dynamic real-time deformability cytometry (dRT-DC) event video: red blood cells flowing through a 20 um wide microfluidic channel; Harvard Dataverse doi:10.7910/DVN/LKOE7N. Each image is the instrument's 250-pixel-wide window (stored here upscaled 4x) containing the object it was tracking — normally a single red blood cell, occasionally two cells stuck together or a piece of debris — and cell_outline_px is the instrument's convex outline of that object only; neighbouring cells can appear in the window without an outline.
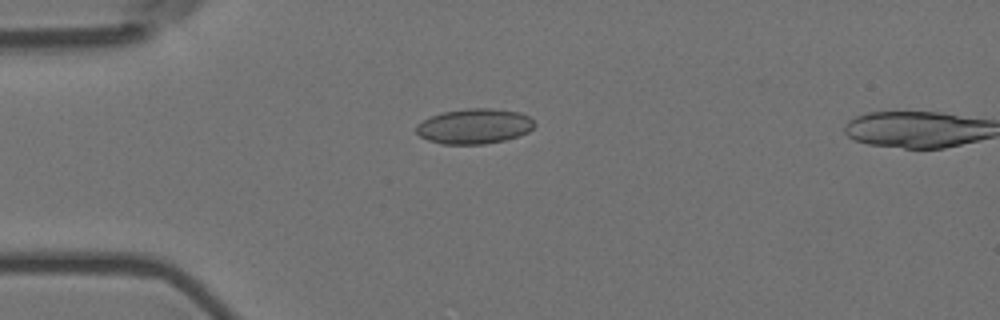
{"species": "Egyptian fruit bat (a non-hibernating species)", "species_latin": "Rousettus aegyptiacus", "temperature_condition": "room temperature", "stored_images_in_passage": 3, "camera_frame_rate_fps": 3000, "um_per_image_px": 0.085, "animal": {"sex": "female"}, "frame": {"image": 1, "passage_image": 1, "time_ms": 0.0, "image_size_px": [1000, 320], "cell_outline_px": [[536, 124], [528, 132], [520, 136], [504, 140], [484, 144], [440, 144], [428, 140], [420, 136], [416, 132], [416, 124], [432, 116], [444, 112], [468, 108], [492, 108], [520, 112], [528, 116]], "centroid_in_image_um": [40.33, 10.73], "position_along_channel_um": 44.7, "area_um2": 24.22}}